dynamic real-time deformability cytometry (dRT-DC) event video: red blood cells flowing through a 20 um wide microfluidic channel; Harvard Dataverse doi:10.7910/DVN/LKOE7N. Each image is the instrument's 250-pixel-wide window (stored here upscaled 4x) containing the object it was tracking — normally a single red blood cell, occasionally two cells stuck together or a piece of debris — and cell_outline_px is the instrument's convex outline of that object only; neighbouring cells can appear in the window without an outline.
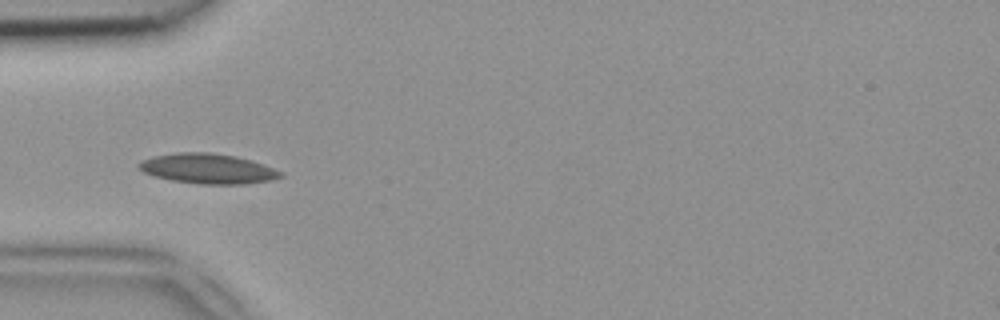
{"species": "common noctule bat (a hibernating species)", "species_latin": "Nyctalus noctula", "temperature_condition": "room temperature", "stored_images_in_passage": 35, "camera_frame_rate_fps": 3000, "um_per_image_px": 0.085, "animal": {"sex": "female", "body_mass_g": 18.4}, "frame": {"image": 1, "passage_image": 1, "time_ms": 0.0, "image_size_px": [1000, 320], "cell_outline_px": [[284, 176], [268, 180], [244, 184], [200, 184], [172, 180], [156, 176], [144, 172], [136, 168], [136, 164], [140, 160], [156, 156], [176, 152], [212, 152], [236, 156], [252, 160], [284, 172]], "centroid_in_image_um": [17.65, 14.32], "position_along_channel_um": 67.3, "area_um2": 24.85}}
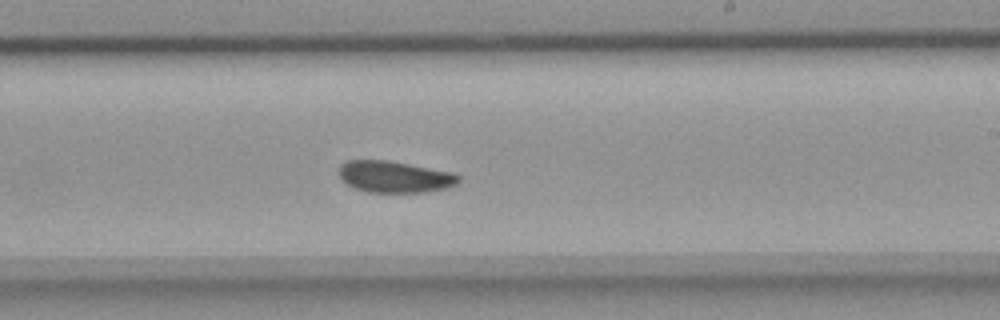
{"frame": {"image": 2, "passage_image": 15, "time_ms": 4.667, "image_size_px": [1000, 320], "cell_outline_px": [[460, 180], [456, 184], [448, 188], [424, 192], [368, 192], [356, 188], [348, 184], [340, 176], [340, 164], [344, 160], [388, 160], [452, 172], [460, 176]], "centroid_in_image_um": [33.56, 15.02], "position_along_channel_um": 255.4, "area_um2": 21.91}}
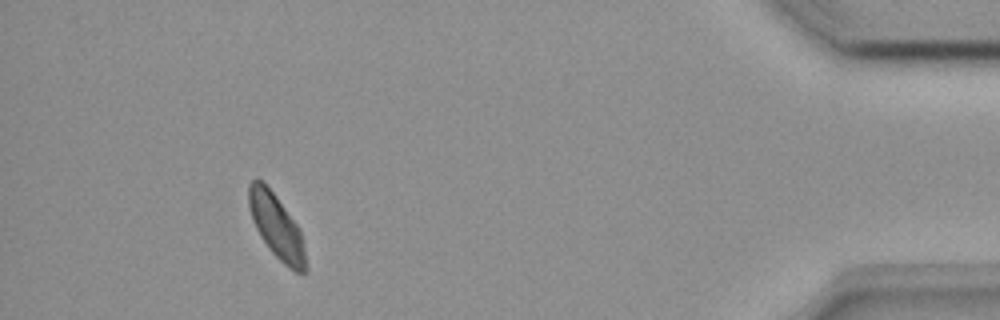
{"frame": {"image": 3, "passage_image": 31, "time_ms": 10.0, "image_size_px": [1000, 320], "cell_outline_px": [[304, 272], [296, 272], [288, 268], [272, 252], [260, 236], [252, 220], [248, 204], [248, 184], [252, 180], [260, 180], [272, 192], [296, 224], [300, 232], [304, 248]], "centroid_in_image_um": [23.45, 19.24], "position_along_channel_um": 411.8, "area_um2": 20.46}}